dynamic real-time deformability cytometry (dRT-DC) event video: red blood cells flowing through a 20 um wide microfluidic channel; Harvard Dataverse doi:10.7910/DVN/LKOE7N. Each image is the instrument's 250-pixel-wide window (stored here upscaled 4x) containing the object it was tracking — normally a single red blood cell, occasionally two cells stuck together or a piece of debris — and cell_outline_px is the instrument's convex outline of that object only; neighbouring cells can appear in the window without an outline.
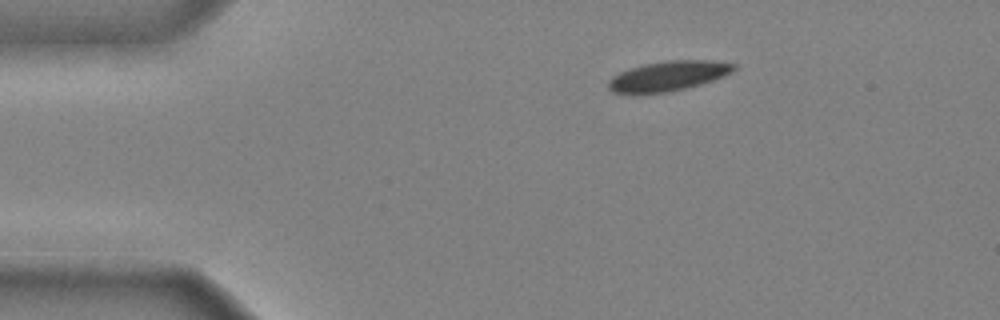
{"species": "common noctule bat (a hibernating species)", "species_latin": "Nyctalus noctula", "temperature_condition": "cold", "stored_images_in_passage": 36, "camera_frame_rate_fps": 3000, "um_per_image_px": 0.085, "animal": {"sex": "male", "body_mass_g": 20.4}, "frame": {"image": 1, "passage_image": 1, "time_ms": 0.0, "image_size_px": [1000, 320], "cell_outline_px": [[736, 68], [732, 72], [724, 76], [700, 84], [668, 92], [612, 92], [608, 88], [608, 80], [612, 76], [620, 72], [644, 64], [668, 60], [712, 60], [736, 64]], "centroid_in_image_um": [56.83, 6.43], "position_along_channel_um": 28.2, "area_um2": 21.44}}
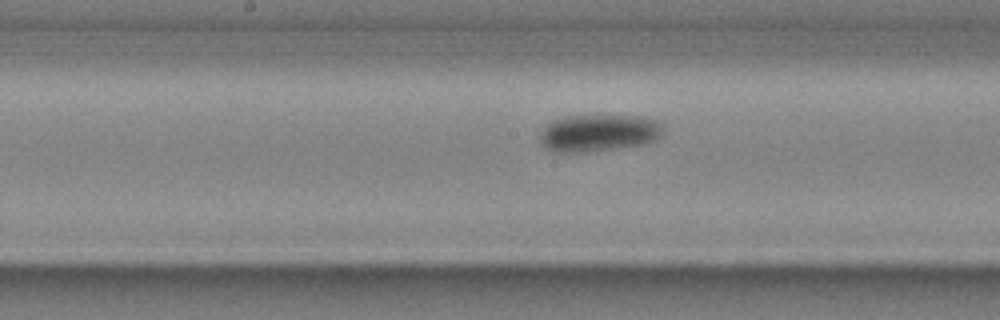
{"frame": {"image": 2, "passage_image": 18, "time_ms": 5.667, "image_size_px": [1000, 320], "cell_outline_px": [[664, 132], [656, 140], [640, 144], [612, 148], [580, 152], [556, 152], [548, 148], [540, 140], [540, 132], [544, 124], [552, 120], [564, 116], [600, 112], [644, 116], [656, 120], [660, 124]], "centroid_in_image_um": [50.87, 11.21], "position_along_channel_um": 197.3, "area_um2": 27.51}}
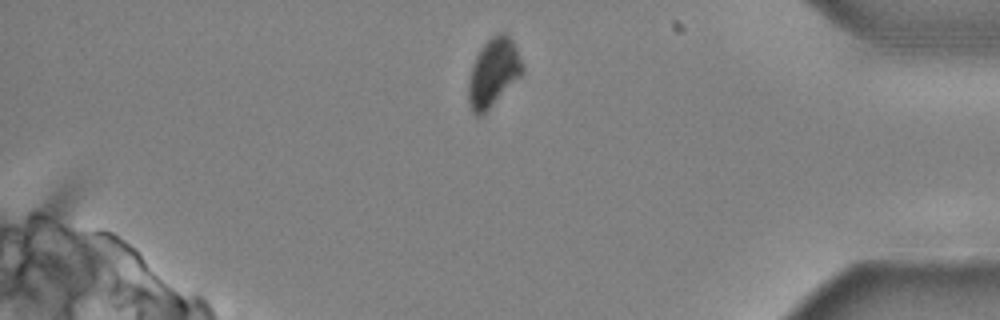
{"frame": {"image": 3, "passage_image": 35, "time_ms": 11.333, "image_size_px": [1000, 320], "cell_outline_px": [[524, 72], [480, 116], [476, 116], [472, 112], [468, 100], [468, 84], [472, 64], [480, 48], [496, 32], [504, 32], [512, 40], [516, 48], [524, 68]], "centroid_in_image_um": [41.92, 6.13], "position_along_channel_um": 393.3, "area_um2": 21.04}, "authors_computed_cell_mechanics": {"area_um2": 24.9118, "velocity_mm_per_s": 3.9291, "shape_relaxation_time_tau1_ms": 3.0039, "shape_relaxation_time_tau2_ms": null, "deformation_change_tau1": 0.0713, "deformation_change_tau2": null}}